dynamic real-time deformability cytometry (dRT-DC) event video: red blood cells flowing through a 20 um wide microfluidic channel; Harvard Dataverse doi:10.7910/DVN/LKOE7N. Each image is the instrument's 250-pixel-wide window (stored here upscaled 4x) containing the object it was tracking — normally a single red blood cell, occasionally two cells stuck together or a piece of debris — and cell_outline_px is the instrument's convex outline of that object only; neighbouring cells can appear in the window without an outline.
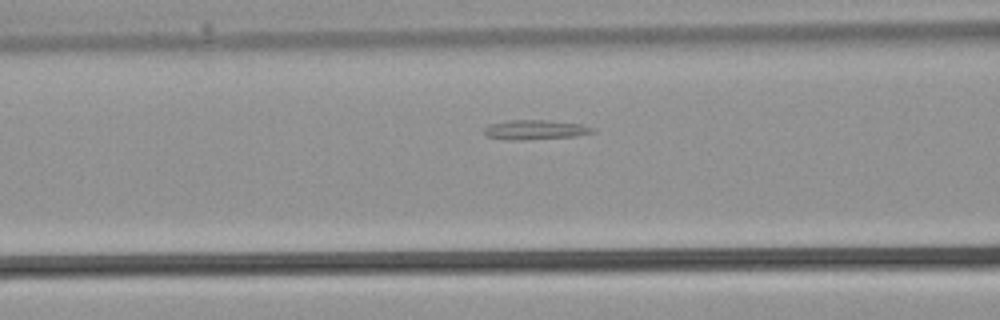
{"species": "common noctule bat (a hibernating species)", "species_latin": "Nyctalus noctula", "temperature_condition": "warm", "stored_images_in_passage": 9, "camera_frame_rate_fps": 3000, "um_per_image_px": 0.085, "animal": {"sex": "male", "body_mass_g": 21.5, "forearm_length_mm": 52.0}, "frame": {"image": 1, "passage_image": 7, "time_ms": 2.0, "image_size_px": [1000, 320], "cell_outline_px": [[596, 132], [576, 136], [524, 140], [504, 140], [484, 136], [484, 128], [488, 124], [508, 120], [548, 120], [580, 124], [596, 128]], "centroid_in_image_um": [45.46, 11.03], "position_along_channel_um": 121.1, "area_um2": 12.66}}